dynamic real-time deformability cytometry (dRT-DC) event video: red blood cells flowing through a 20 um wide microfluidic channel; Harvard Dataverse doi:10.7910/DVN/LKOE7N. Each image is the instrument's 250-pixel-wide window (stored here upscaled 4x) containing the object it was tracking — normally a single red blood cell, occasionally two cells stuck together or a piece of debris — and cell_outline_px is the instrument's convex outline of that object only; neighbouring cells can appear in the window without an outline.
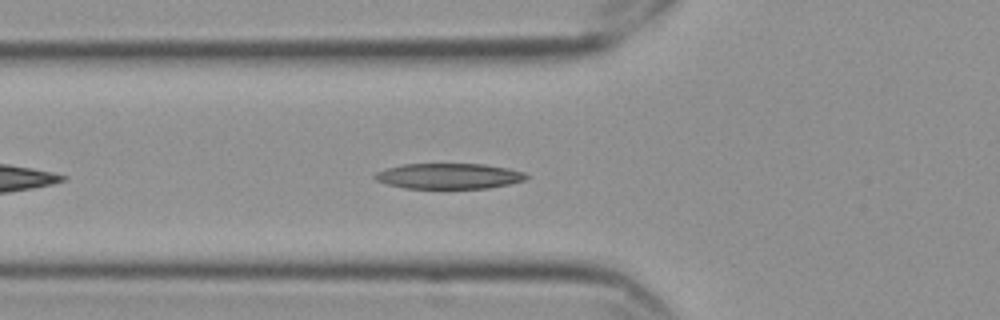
{"species": "Egyptian fruit bat (a non-hibernating species)", "species_latin": "Rousettus aegyptiacus", "temperature_condition": "cold", "stored_images_in_passage": 46, "camera_frame_rate_fps": 3000, "um_per_image_px": 0.085, "frame": {"image": 1, "passage_image": 8, "time_ms": 2.333, "image_size_px": [1000, 320], "cell_outline_px": [[528, 176], [524, 180], [508, 184], [488, 188], [404, 188], [388, 184], [376, 180], [372, 176], [376, 172], [384, 168], [404, 164], [484, 164], [508, 168], [524, 172]], "centroid_in_image_um": [38.12, 14.96], "position_along_channel_um": 87.7, "area_um2": 22.48}}
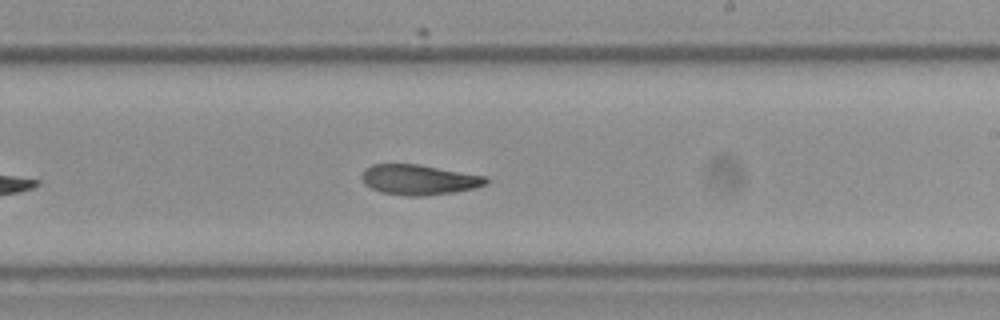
{"frame": {"image": 2, "passage_image": 22, "time_ms": 7.0, "image_size_px": [1000, 320], "cell_outline_px": [[488, 184], [476, 188], [456, 192], [424, 196], [408, 196], [380, 192], [364, 184], [360, 176], [364, 168], [372, 164], [420, 164], [488, 176]], "centroid_in_image_um": [35.63, 15.27], "position_along_channel_um": 253.4, "area_um2": 22.31}}
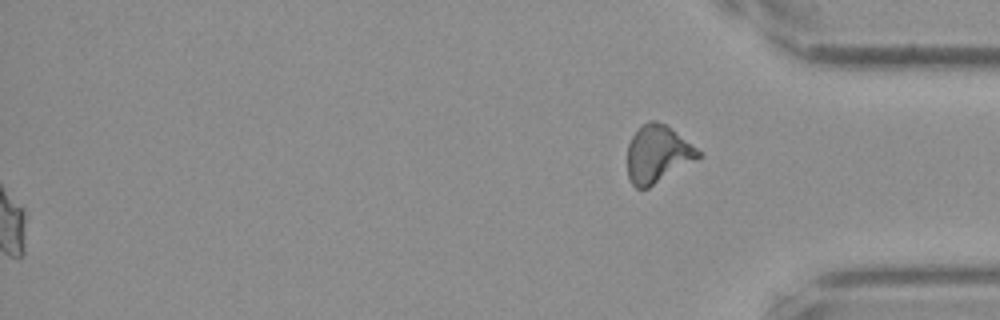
{"frame": {"image": 3, "passage_image": 46, "time_ms": 15.0, "image_size_px": [1000, 320], "cell_outline_px": [[704, 156], [648, 188], [636, 188], [632, 184], [628, 176], [628, 144], [632, 136], [648, 120], [656, 120], [664, 124], [696, 148]], "centroid_in_image_um": [55.9, 13.12], "position_along_channel_um": 379.3, "area_um2": 23.41}, "authors_computed_cell_mechanics": {"area_um2": 22.1952, "velocity_mm_per_s": 3.5335, "shape_relaxation_time_tau1_ms": 6.1513, "shape_relaxation_time_tau2_ms": 5.2196, "deformation_change_tau1": 0.1797, "deformation_change_tau2": 0.1274}}